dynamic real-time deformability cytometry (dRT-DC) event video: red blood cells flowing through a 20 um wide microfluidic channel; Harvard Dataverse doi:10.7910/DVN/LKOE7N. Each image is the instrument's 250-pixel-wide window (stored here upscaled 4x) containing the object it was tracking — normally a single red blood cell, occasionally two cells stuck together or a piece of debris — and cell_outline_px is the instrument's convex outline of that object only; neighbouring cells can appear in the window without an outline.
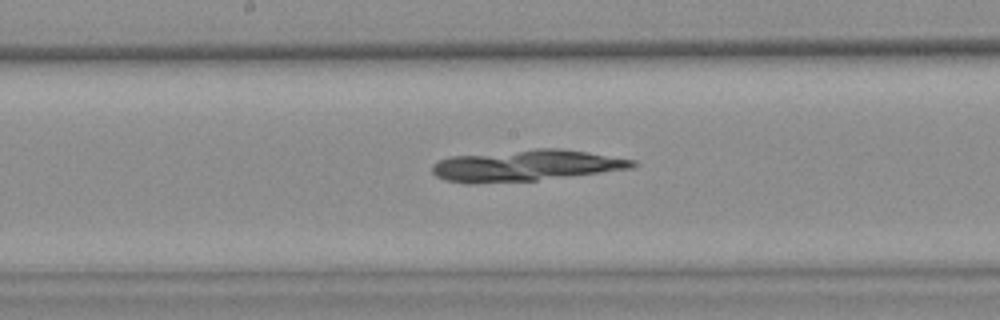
{"species": "common noctule bat (a hibernating species)", "species_latin": "Nyctalus noctula", "temperature_condition": "warm", "stored_images_in_passage": 46, "camera_frame_rate_fps": 3000, "um_per_image_px": 0.085, "animal": {"sex": "female", "body_mass_g": 25.1}, "frame": {"image": 1, "passage_image": 27, "time_ms": 8.667, "image_size_px": [1000, 320], "cell_outline_px": [[640, 164], [636, 168], [536, 180], [472, 184], [468, 184], [444, 180], [436, 176], [432, 172], [432, 164], [448, 156], [536, 148], [560, 148], [588, 152], [636, 160]], "centroid_in_image_um": [44.7, 14.06], "position_along_channel_um": 203.5, "area_um2": 36.93}}